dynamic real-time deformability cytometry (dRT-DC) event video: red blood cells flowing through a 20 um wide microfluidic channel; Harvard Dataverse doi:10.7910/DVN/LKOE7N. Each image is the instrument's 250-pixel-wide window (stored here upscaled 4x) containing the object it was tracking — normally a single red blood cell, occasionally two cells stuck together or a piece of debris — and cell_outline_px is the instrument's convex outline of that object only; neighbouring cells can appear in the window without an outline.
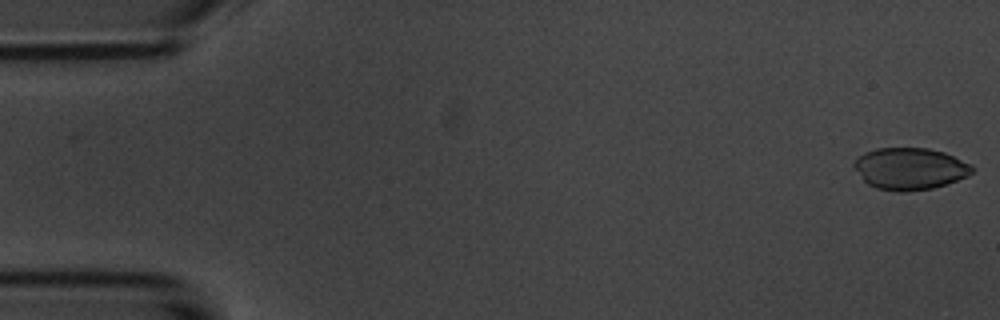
{"species": "common noctule bat (a hibernating species)", "species_latin": "Nyctalus noctula", "temperature_condition": "room temperature", "stored_images_in_passage": 4, "camera_frame_rate_fps": 3000, "um_per_image_px": 0.085, "animal": {"sex": "male", "body_mass_g": 20.1, "forearm_length_mm": 53.5}, "frame": {"image": 1, "passage_image": 1, "time_ms": 0.0, "image_size_px": [1000, 320], "cell_outline_px": [[976, 168], [968, 176], [932, 188], [908, 192], [896, 192], [876, 188], [868, 184], [864, 180], [852, 164], [864, 152], [876, 148], [928, 148], [944, 152], [972, 164]], "centroid_in_image_um": [77.36, 14.34], "position_along_channel_um": 7.6, "area_um2": 28.84}}